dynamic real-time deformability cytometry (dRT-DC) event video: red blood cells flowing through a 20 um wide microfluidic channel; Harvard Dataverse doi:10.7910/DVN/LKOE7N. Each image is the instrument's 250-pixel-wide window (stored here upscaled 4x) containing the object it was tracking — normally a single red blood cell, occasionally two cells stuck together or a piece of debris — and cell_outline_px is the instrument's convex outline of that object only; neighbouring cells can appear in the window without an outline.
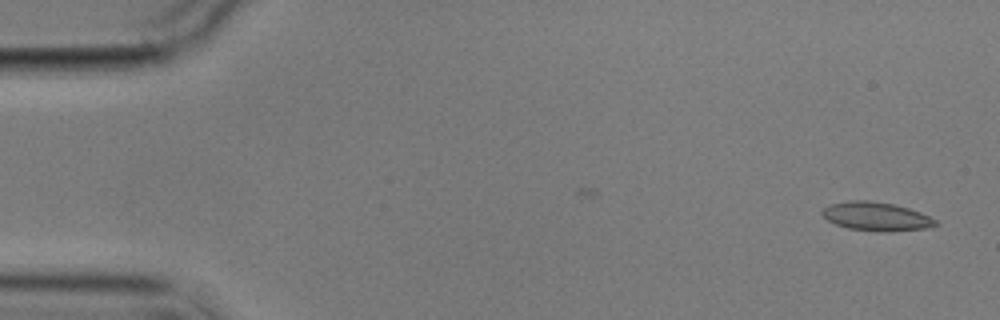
{"species": "common noctule bat (a hibernating species)", "species_latin": "Nyctalus noctula", "temperature_condition": "cold", "stored_images_in_passage": 5, "camera_frame_rate_fps": 3000, "um_per_image_px": 0.085, "animal": {"sex": "male", "body_mass_g": 17.9}, "frame": {"image": 1, "passage_image": 1, "time_ms": 0.0, "image_size_px": [1000, 320], "cell_outline_px": [[936, 224], [924, 228], [892, 232], [880, 232], [848, 228], [836, 224], [828, 220], [820, 212], [824, 208], [832, 204], [848, 200], [868, 200], [892, 204], [908, 208], [920, 212], [936, 220]], "centroid_in_image_um": [74.45, 18.4], "position_along_channel_um": 10.5, "area_um2": 18.73}}
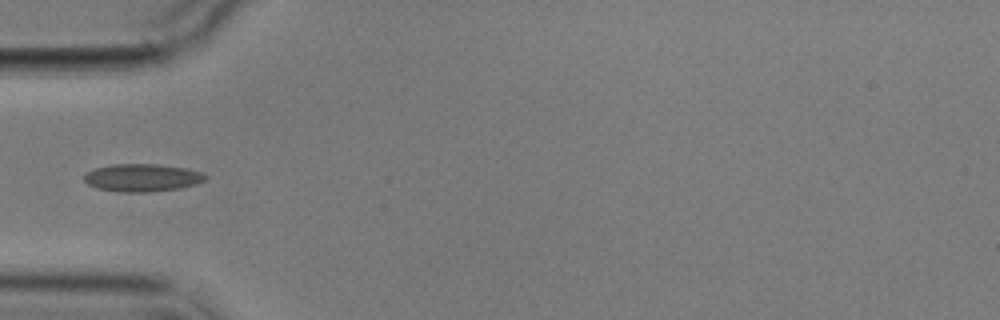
{"frame": {"image": 2, "passage_image": 5, "time_ms": 5.333, "image_size_px": [1000, 320], "cell_outline_px": [[208, 176], [204, 180], [196, 184], [180, 188], [148, 192], [120, 192], [96, 188], [88, 184], [84, 180], [84, 176], [88, 172], [96, 168], [112, 164], [156, 164], [184, 168], [200, 172]], "centroid_in_image_um": [12.07, 15.11], "position_along_channel_um": 72.9, "area_um2": 19.42}}